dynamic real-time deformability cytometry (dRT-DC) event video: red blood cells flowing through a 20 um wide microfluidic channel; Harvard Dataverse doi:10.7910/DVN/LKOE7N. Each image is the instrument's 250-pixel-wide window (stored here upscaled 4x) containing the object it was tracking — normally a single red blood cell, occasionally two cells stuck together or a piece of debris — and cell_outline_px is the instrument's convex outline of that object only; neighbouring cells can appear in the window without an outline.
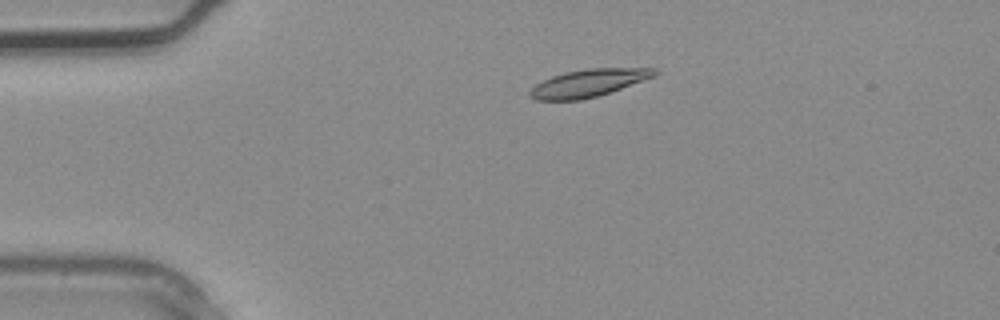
{"species": "common noctule bat (a hibernating species)", "species_latin": "Nyctalus noctula", "temperature_condition": "warm", "stored_images_in_passage": 3, "camera_frame_rate_fps": 3000, "um_per_image_px": 0.085, "animal": {"sex": "male", "body_mass_g": 20.4}, "frame": {"image": 1, "passage_image": 1, "time_ms": 0.0, "image_size_px": [1000, 320], "cell_outline_px": [[660, 72], [656, 76], [596, 96], [580, 100], [536, 100], [528, 96], [528, 92], [536, 84], [552, 76], [564, 72], [588, 68], [656, 68]], "centroid_in_image_um": [50.01, 7.05], "position_along_channel_um": 35.0, "area_um2": 19.88}}